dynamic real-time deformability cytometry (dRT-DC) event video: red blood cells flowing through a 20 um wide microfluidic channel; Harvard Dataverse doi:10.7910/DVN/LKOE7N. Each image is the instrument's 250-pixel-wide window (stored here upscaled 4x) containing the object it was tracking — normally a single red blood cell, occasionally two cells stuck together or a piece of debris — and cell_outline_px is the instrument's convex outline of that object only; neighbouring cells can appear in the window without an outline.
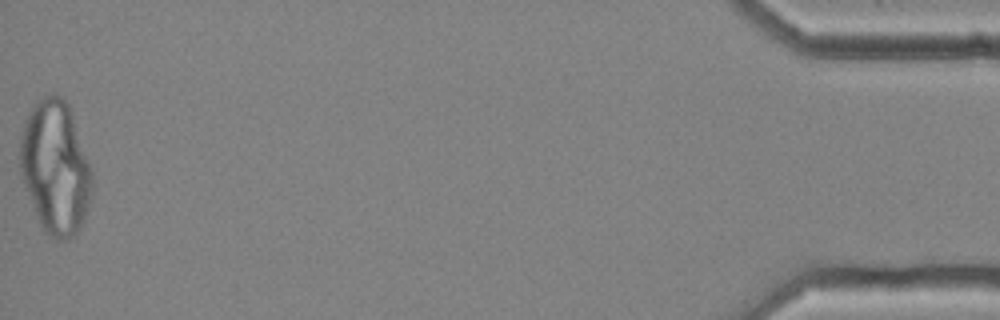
{"species": "common noctule bat (a hibernating species)", "species_latin": "Nyctalus noctula", "temperature_condition": "cold", "stored_images_in_passage": 46, "camera_frame_rate_fps": 3000, "um_per_image_px": 0.085, "animal": {"sex": "female", "body_mass_g": 25.1}, "frame": {"image": 1, "passage_image": 46, "time_ms": 15.0, "image_size_px": [1000, 320], "cell_outline_px": [[92, 196], [84, 220], [80, 228], [72, 236], [64, 240], [56, 240], [44, 232], [40, 224], [24, 188], [20, 172], [20, 136], [28, 112], [36, 100], [52, 92], [64, 96], [72, 112], [92, 172]], "centroid_in_image_um": [4.7, 14.21], "position_along_channel_um": 430.5, "area_um2": 56.53}}